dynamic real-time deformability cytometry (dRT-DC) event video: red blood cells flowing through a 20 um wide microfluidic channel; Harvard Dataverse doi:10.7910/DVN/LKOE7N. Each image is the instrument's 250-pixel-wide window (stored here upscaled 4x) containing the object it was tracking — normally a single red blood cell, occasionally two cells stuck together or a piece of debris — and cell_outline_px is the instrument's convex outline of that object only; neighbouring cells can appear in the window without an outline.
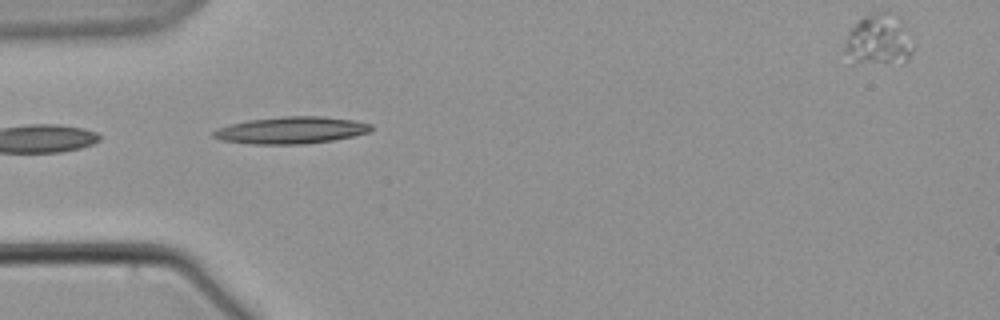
{"species": "common noctule bat (a hibernating species)", "species_latin": "Nyctalus noctula", "temperature_condition": "warm", "stored_images_in_passage": 6, "camera_frame_rate_fps": 3000, "um_per_image_px": 0.085, "animal": {"sex": "male", "body_mass_g": 21.5, "forearm_length_mm": 52.0}, "frame": {"image": 1, "passage_image": 6, "time_ms": 6.0, "image_size_px": [1000, 320], "cell_outline_px": [[372, 128], [368, 132], [352, 136], [332, 140], [304, 144], [252, 144], [224, 140], [212, 136], [212, 132], [216, 128], [248, 120], [280, 116], [324, 116], [352, 120], [372, 124]], "centroid_in_image_um": [24.74, 11.06], "position_along_channel_um": 60.3, "area_um2": 24.62}}